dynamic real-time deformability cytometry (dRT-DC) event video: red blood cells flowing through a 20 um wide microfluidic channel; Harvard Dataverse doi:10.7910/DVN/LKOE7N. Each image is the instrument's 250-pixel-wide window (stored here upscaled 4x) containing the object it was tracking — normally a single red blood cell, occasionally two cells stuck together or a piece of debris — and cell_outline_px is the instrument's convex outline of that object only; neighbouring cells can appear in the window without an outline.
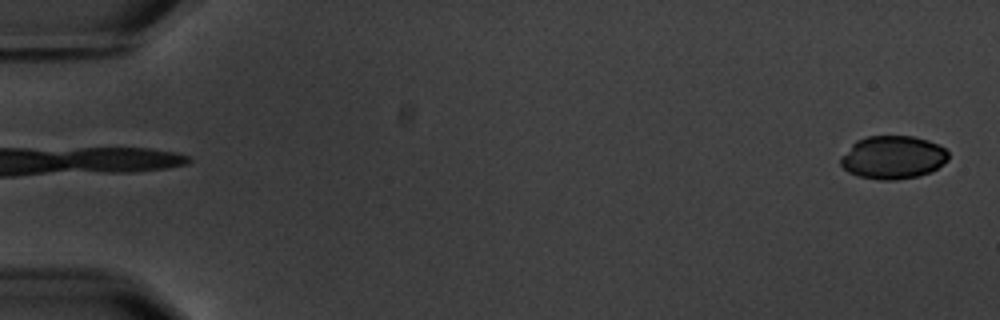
{"species": "common noctule bat (a hibernating species)", "species_latin": "Nyctalus noctula", "temperature_condition": "warm", "stored_images_in_passage": 8, "camera_frame_rate_fps": 3000, "um_per_image_px": 0.085, "animal": {"sex": "male", "body_mass_g": 20.1, "forearm_length_mm": 53.5}, "frame": {"image": 1, "passage_image": 1, "time_ms": 0.0, "image_size_px": [1000, 320], "cell_outline_px": [[948, 160], [932, 172], [916, 176], [896, 180], [880, 180], [860, 176], [848, 172], [840, 164], [840, 156], [856, 140], [868, 136], [912, 136], [928, 140], [940, 144], [948, 152]], "centroid_in_image_um": [75.9, 13.37], "position_along_channel_um": 9.1, "area_um2": 27.22}}
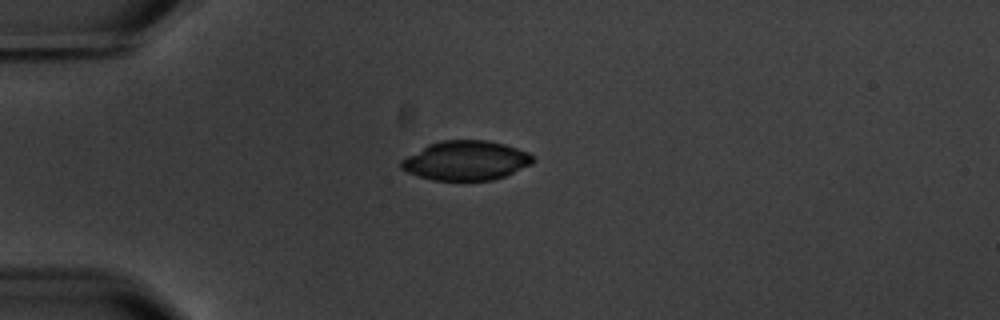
{"frame": {"image": 2, "passage_image": 5, "time_ms": 4.667, "image_size_px": [1000, 320], "cell_outline_px": [[536, 160], [532, 164], [504, 176], [492, 180], [432, 180], [408, 172], [400, 168], [400, 160], [428, 144], [440, 140], [488, 140], [504, 144], [528, 152]], "centroid_in_image_um": [39.6, 13.64], "position_along_channel_um": 45.4, "area_um2": 30.17}}